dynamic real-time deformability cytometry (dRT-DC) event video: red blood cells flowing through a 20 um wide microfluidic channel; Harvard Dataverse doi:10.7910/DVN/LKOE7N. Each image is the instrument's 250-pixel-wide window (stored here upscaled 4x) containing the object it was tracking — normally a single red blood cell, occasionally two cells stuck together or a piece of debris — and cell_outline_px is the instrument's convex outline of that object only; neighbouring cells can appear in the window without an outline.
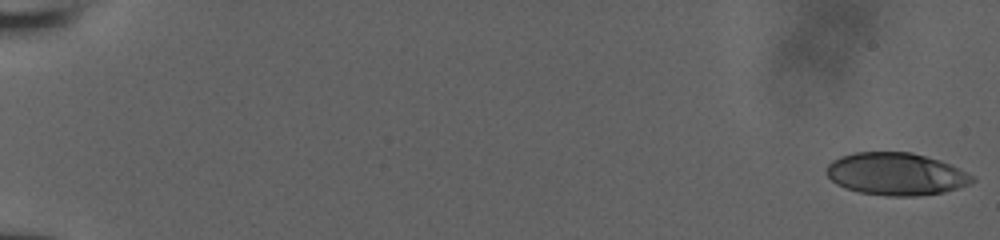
{"species": "human", "species_latin": "Homo sapiens", "temperature_condition": "room temperature", "stored_images_in_passage": 17, "camera_frame_rate_fps": 3000, "um_per_image_px": 0.085, "donor": {"sex": "male"}, "frame": {"image": 1, "passage_image": 1, "time_ms": 0.0, "image_size_px": [1000, 240], "cell_outline_px": [[976, 180], [968, 184], [944, 192], [916, 196], [888, 196], [860, 192], [844, 188], [836, 184], [824, 172], [828, 164], [832, 160], [840, 156], [856, 152], [912, 152], [940, 160], [972, 176]], "centroid_in_image_um": [76.1, 14.79], "position_along_channel_um": 8.9, "area_um2": 35.89}}